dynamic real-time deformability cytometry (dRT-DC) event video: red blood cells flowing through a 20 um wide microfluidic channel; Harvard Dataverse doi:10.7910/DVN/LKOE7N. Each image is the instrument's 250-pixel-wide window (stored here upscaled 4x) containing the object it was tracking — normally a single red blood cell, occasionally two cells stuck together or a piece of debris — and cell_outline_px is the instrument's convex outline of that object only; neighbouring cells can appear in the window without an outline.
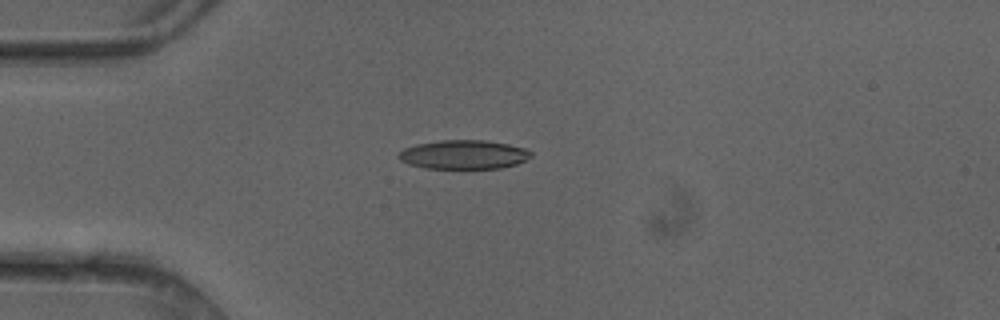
{"species": "common noctule bat (a hibernating species)", "species_latin": "Nyctalus noctula", "temperature_condition": "cold", "stored_images_in_passage": 5, "camera_frame_rate_fps": 3000, "um_per_image_px": 0.085, "animal": {"sex": "female"}, "frame": {"image": 1, "passage_image": 4, "time_ms": 1.0, "image_size_px": [1000, 320], "cell_outline_px": [[532, 156], [516, 164], [500, 168], [424, 168], [408, 164], [400, 160], [396, 156], [404, 148], [416, 144], [440, 140], [484, 140], [508, 144], [528, 148], [532, 152]], "centroid_in_image_um": [39.41, 13.13], "position_along_channel_um": 45.6, "area_um2": 22.43}}